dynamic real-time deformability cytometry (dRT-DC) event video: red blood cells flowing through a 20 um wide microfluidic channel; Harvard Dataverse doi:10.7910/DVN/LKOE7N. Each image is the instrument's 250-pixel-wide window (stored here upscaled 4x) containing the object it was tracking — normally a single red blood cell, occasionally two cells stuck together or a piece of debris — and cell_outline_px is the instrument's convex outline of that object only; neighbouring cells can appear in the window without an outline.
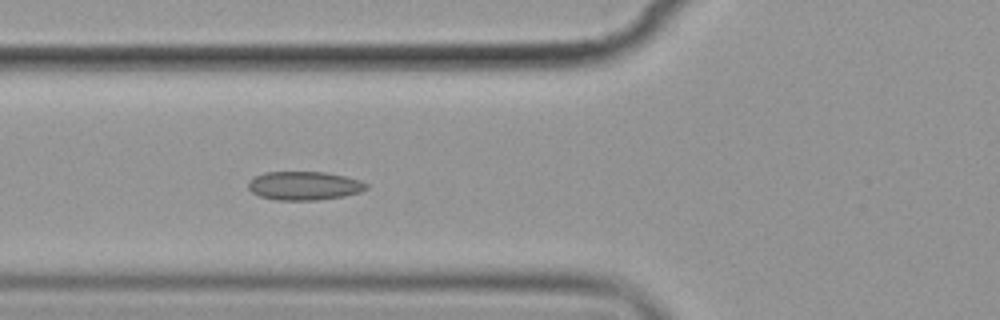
{"species": "common noctule bat (a hibernating species)", "species_latin": "Nyctalus noctula", "temperature_condition": "cold", "stored_images_in_passage": 7, "camera_frame_rate_fps": 3000, "um_per_image_px": 0.085, "animal": {"sex": "female", "body_mass_g": 19.9}, "frame": {"image": 1, "passage_image": 7, "time_ms": 7.0, "image_size_px": [1000, 320], "cell_outline_px": [[368, 188], [360, 192], [344, 196], [316, 200], [276, 200], [260, 196], [252, 192], [248, 188], [248, 180], [264, 172], [324, 172], [344, 176], [360, 180], [368, 184]], "centroid_in_image_um": [25.85, 15.79], "position_along_channel_um": 99.9, "area_um2": 19.71}}